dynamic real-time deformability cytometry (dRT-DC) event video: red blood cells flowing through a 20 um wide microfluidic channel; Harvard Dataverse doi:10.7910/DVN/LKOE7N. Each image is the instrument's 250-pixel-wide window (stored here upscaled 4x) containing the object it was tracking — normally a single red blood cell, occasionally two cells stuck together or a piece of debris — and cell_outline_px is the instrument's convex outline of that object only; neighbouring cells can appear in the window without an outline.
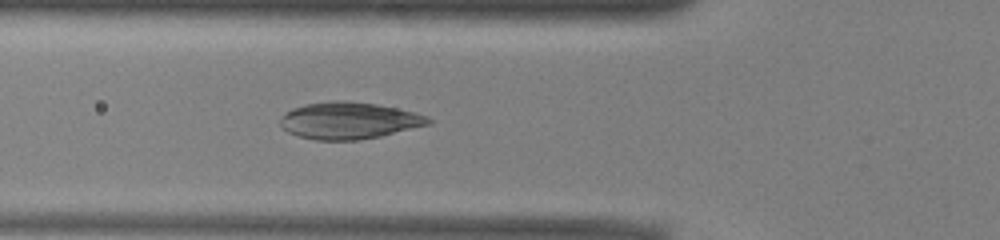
{"species": "common noctule bat (a hibernating species)", "species_latin": "Nyctalus noctula", "temperature_condition": "warm", "stored_images_in_passage": 51, "camera_frame_rate_fps": 3000, "um_per_image_px": 0.085, "animal": {"sex": "male", "body_mass_g": 13.0, "forearm_length_mm": 53.1}, "frame": {"image": 1, "passage_image": 18, "time_ms": 5.667, "image_size_px": [1000, 240], "cell_outline_px": [[432, 124], [380, 136], [356, 140], [316, 140], [300, 136], [288, 132], [280, 124], [280, 120], [292, 108], [304, 104], [332, 100], [344, 100], [376, 104], [396, 108], [428, 116], [432, 120]], "centroid_in_image_um": [29.68, 10.24], "position_along_channel_um": 96.1, "area_um2": 31.62}}
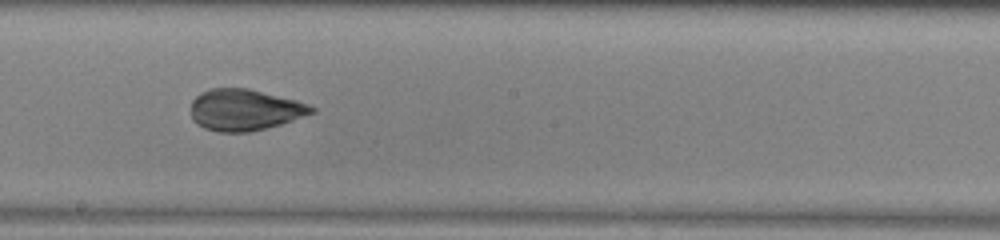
{"frame": {"image": 2, "passage_image": 28, "time_ms": 9.0, "image_size_px": [1000, 240], "cell_outline_px": [[316, 112], [280, 124], [248, 132], [220, 132], [204, 128], [196, 124], [192, 120], [192, 100], [200, 92], [212, 88], [248, 88], [296, 100], [308, 104], [316, 108]], "centroid_in_image_um": [20.79, 9.33], "position_along_channel_um": 227.4, "area_um2": 29.02}}
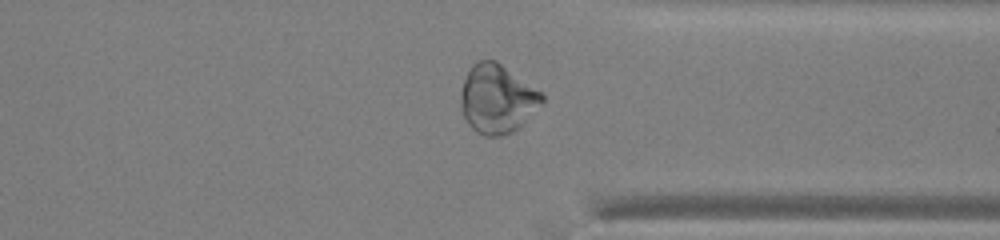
{"frame": {"image": 3, "passage_image": 39, "time_ms": 12.667, "image_size_px": [1000, 240], "cell_outline_px": [[544, 100], [524, 124], [512, 132], [500, 136], [484, 136], [476, 132], [468, 124], [464, 116], [460, 104], [460, 92], [464, 80], [472, 64], [480, 60], [496, 60], [540, 92], [544, 96]], "centroid_in_image_um": [42.23, 8.42], "position_along_channel_um": 369.2, "area_um2": 32.37}}